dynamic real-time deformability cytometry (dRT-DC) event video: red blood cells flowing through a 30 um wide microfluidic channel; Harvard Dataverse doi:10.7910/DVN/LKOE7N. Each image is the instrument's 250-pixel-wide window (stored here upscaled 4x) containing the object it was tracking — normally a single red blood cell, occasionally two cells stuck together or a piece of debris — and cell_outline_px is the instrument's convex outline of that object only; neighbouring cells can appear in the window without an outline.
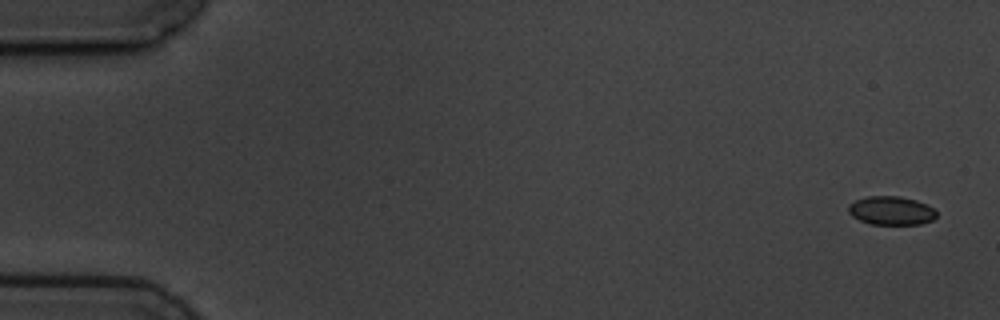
{"species": "common noctule bat (a hibernating species)", "species_latin": "Nyctalus noctula", "temperature_condition": "cold", "stored_images_in_passage": 6, "camera_frame_rate_fps": 3000, "um_per_image_px": 0.085, "animal": {"sex": "male", "body_mass_g": 19.5, "forearm_length_mm": 54.6}, "frame": {"image": 1, "passage_image": 1, "time_ms": 0.0, "image_size_px": [1000, 320], "cell_outline_px": [[936, 216], [932, 220], [920, 224], [872, 224], [860, 220], [852, 216], [848, 212], [848, 204], [856, 200], [868, 196], [900, 196], [916, 200], [928, 204], [936, 212]], "centroid_in_image_um": [75.75, 17.89], "position_along_channel_um": 9.3, "area_um2": 14.68}}
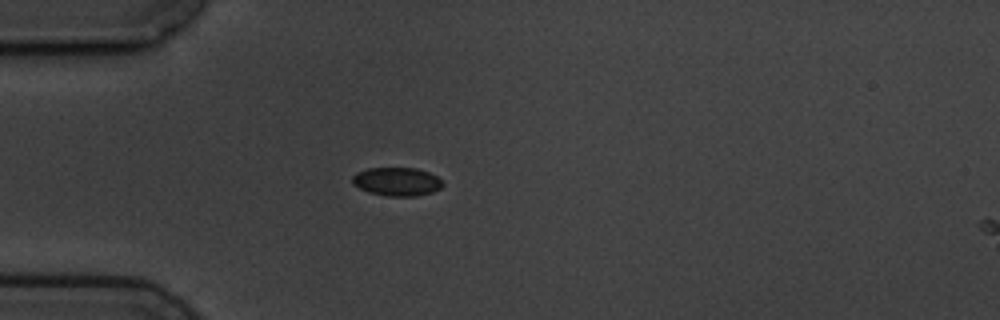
{"frame": {"image": 2, "passage_image": 5, "time_ms": 4.667, "image_size_px": [1000, 320], "cell_outline_px": [[444, 184], [440, 188], [432, 192], [416, 196], [388, 196], [368, 192], [352, 184], [352, 176], [356, 172], [368, 168], [416, 168], [428, 172], [436, 176]], "centroid_in_image_um": [33.71, 15.43], "position_along_channel_um": 51.3, "area_um2": 14.97}}